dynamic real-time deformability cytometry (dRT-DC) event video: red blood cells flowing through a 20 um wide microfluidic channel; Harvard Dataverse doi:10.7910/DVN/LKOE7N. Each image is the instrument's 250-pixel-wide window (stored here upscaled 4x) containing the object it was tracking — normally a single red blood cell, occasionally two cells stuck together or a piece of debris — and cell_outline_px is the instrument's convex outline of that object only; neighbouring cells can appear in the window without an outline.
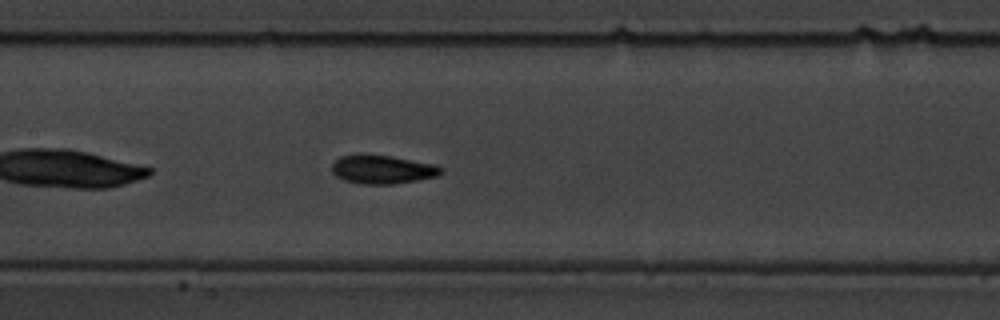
{"species": "common noctule bat (a hibernating species)", "species_latin": "Nyctalus noctula", "temperature_condition": "warm", "stored_images_in_passage": 43, "camera_frame_rate_fps": 3000, "um_per_image_px": 0.085, "animal": {"sex": "male", "body_mass_g": 19.5, "forearm_length_mm": 54.6}, "frame": {"image": 1, "passage_image": 13, "time_ms": 4.0, "image_size_px": [1000, 320], "cell_outline_px": [[444, 172], [436, 176], [420, 180], [392, 184], [360, 184], [344, 180], [336, 176], [332, 172], [332, 164], [340, 156], [392, 156], [436, 164], [444, 168]], "centroid_in_image_um": [32.57, 14.43], "position_along_channel_um": 174.8, "area_um2": 18.03}, "authors_computed_cell_mechanics": {"area_um2": 17.4556, "velocity_mm_per_s": 3.6194, "shape_relaxation_time_tau1_ms": 2.4496, "shape_relaxation_time_tau2_ms": 2.284, "deformation_change_tau1": 0.118, "deformation_change_tau2": 0.0721}}